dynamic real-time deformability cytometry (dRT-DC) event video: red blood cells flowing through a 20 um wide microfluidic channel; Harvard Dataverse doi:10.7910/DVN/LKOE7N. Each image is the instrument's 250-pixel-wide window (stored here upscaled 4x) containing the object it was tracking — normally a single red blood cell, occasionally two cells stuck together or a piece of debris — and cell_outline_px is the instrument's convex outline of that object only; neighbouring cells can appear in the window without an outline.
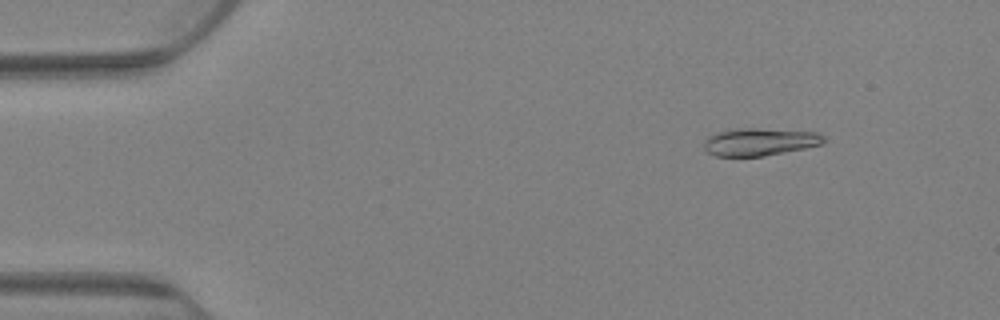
{"species": "Egyptian fruit bat (a non-hibernating species)", "species_latin": "Rousettus aegyptiacus", "temperature_condition": "warm", "stored_images_in_passage": 80, "camera_frame_rate_fps": 3000, "um_per_image_px": 0.085, "animal": {"sex": "female"}, "frame": {"image": 1, "passage_image": 10, "time_ms": 3.0, "image_size_px": [1000, 320], "cell_outline_px": [[824, 144], [764, 156], [716, 156], [708, 152], [704, 148], [704, 140], [708, 136], [728, 128], [756, 128], [816, 132], [824, 136]], "centroid_in_image_um": [64.54, 12.05], "position_along_channel_um": 20.5, "area_um2": 19.31}}
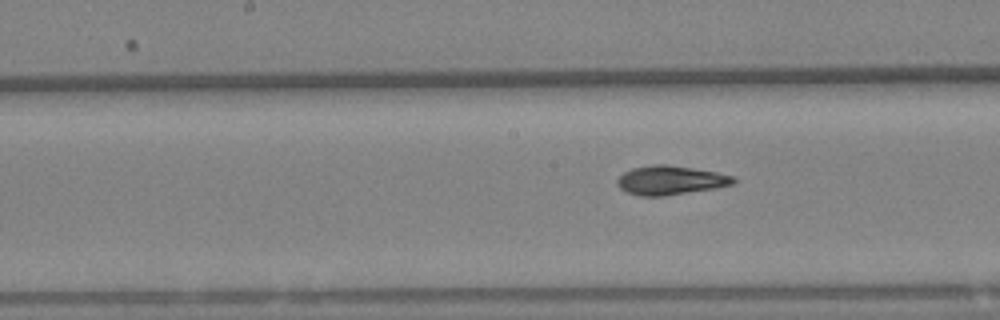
{"frame": {"image": 2, "passage_image": 41, "time_ms": 13.333, "image_size_px": [1000, 320], "cell_outline_px": [[736, 180], [732, 184], [716, 188], [664, 196], [640, 196], [628, 192], [620, 188], [616, 184], [616, 180], [624, 172], [632, 168], [652, 164], [668, 164], [716, 172], [732, 176]], "centroid_in_image_um": [56.95, 15.32], "position_along_channel_um": 191.2, "area_um2": 19.59}}
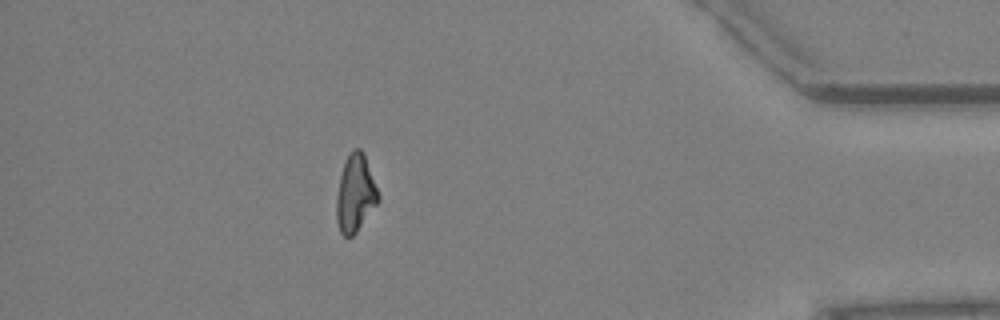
{"frame": {"image": 3, "passage_image": 71, "time_ms": 23.333, "image_size_px": [1000, 320], "cell_outline_px": [[380, 200], [356, 232], [352, 236], [344, 236], [340, 232], [336, 220], [336, 196], [340, 176], [344, 160], [348, 152], [352, 148], [360, 148], [364, 152], [380, 196]], "centroid_in_image_um": [30.19, 16.4], "position_along_channel_um": 405.0, "area_um2": 19.07}, "authors_computed_cell_mechanics": {"area_um2": 19.2185, "velocity_mm_per_s": 2.5819, "shape_relaxation_time_tau1_ms": null, "shape_relaxation_time_tau2_ms": 1.9956, "deformation_change_tau1": null, "deformation_change_tau2": 0.0645}}